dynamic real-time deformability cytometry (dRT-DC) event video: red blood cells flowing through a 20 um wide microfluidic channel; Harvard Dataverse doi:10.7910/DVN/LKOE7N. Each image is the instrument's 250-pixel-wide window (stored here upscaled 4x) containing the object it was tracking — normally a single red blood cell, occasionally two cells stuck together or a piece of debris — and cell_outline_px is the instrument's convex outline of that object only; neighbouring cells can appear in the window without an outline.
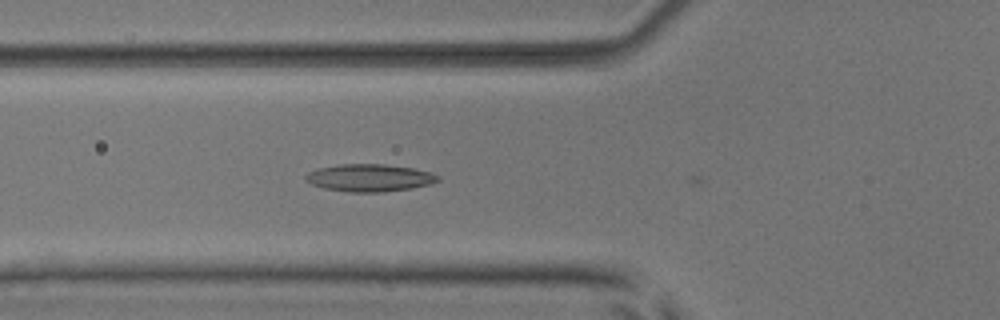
{"species": "common noctule bat (a hibernating species)", "species_latin": "Nyctalus noctula", "temperature_condition": "room temperature", "stored_images_in_passage": 35, "camera_frame_rate_fps": 3000, "um_per_image_px": 0.085, "animal": {"sex": "male", "body_mass_g": 17.9, "forearm_length_mm": 54.2}, "frame": {"image": 1, "passage_image": 2, "time_ms": 0.333, "image_size_px": [1000, 320], "cell_outline_px": [[440, 180], [428, 184], [412, 188], [380, 192], [348, 192], [324, 188], [312, 184], [304, 180], [304, 176], [308, 172], [316, 168], [340, 164], [384, 164], [416, 168], [432, 172], [440, 176]], "centroid_in_image_um": [31.4, 15.1], "position_along_channel_um": 94.4, "area_um2": 21.33}}
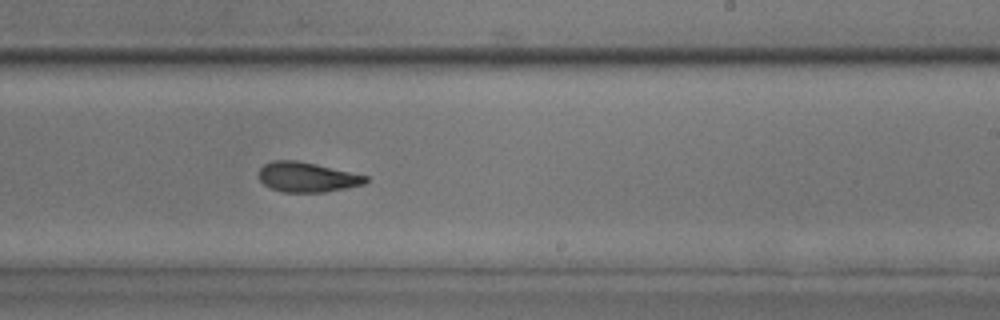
{"frame": {"image": 2, "passage_image": 15, "time_ms": 4.667, "image_size_px": [1000, 320], "cell_outline_px": [[368, 180], [364, 184], [324, 192], [280, 192], [264, 184], [260, 180], [260, 168], [264, 164], [272, 160], [296, 160], [316, 164], [368, 176]], "centroid_in_image_um": [26.09, 15.05], "position_along_channel_um": 262.9, "area_um2": 18.44}}
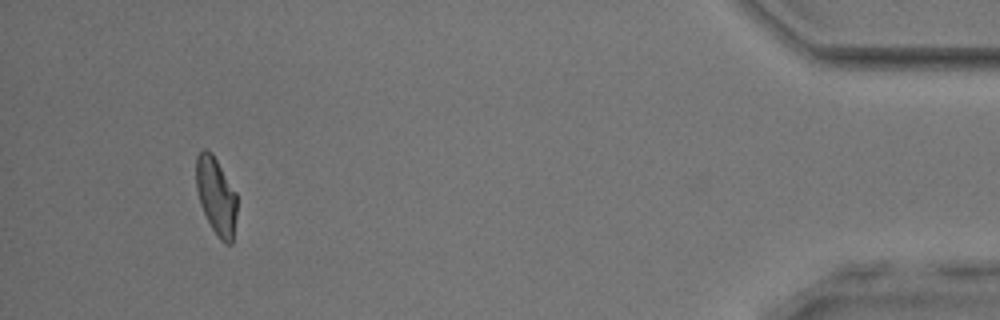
{"frame": {"image": 3, "passage_image": 32, "time_ms": 10.333, "image_size_px": [1000, 320], "cell_outline_px": [[236, 216], [232, 244], [224, 244], [216, 236], [200, 204], [196, 188], [196, 156], [204, 148], [208, 148], [212, 152], [236, 192]], "centroid_in_image_um": [18.37, 16.65], "position_along_channel_um": 416.8, "area_um2": 18.5}, "authors_computed_cell_mechanics": {"area_um2": 18.8428, "velocity_mm_per_s": 3.8944, "shape_relaxation_time_tau1_ms": 5.332, "shape_relaxation_time_tau2_ms": 2.422, "deformation_change_tau1": 0.1354, "deformation_change_tau2": 0.0982}}